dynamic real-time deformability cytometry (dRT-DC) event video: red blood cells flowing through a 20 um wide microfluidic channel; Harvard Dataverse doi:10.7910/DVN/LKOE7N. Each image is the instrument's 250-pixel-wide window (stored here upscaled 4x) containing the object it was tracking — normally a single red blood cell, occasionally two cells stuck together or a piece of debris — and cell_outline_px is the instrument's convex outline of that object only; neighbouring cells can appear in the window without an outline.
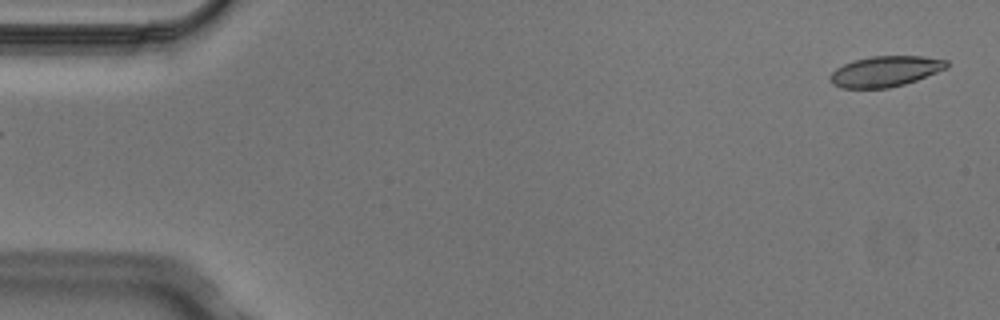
{"species": "Egyptian fruit bat (a non-hibernating species)", "species_latin": "Rousettus aegyptiacus", "temperature_condition": "cold", "stored_images_in_passage": 5, "segment_of_instrument_passage": [2, 2], "camera_frame_rate_fps": 3000, "um_per_image_px": 0.085, "animal": {"sex": "male"}, "frame": {"image": 1, "passage_image": 5, "time_ms": 1.333, "image_size_px": [1000, 320], "cell_outline_px": [[948, 68], [916, 80], [904, 84], [888, 88], [840, 88], [832, 84], [828, 80], [828, 76], [836, 68], [852, 60], [872, 56], [924, 56], [948, 60]], "centroid_in_image_um": [75.22, 6.06], "position_along_channel_um": 9.8, "area_um2": 20.98}}